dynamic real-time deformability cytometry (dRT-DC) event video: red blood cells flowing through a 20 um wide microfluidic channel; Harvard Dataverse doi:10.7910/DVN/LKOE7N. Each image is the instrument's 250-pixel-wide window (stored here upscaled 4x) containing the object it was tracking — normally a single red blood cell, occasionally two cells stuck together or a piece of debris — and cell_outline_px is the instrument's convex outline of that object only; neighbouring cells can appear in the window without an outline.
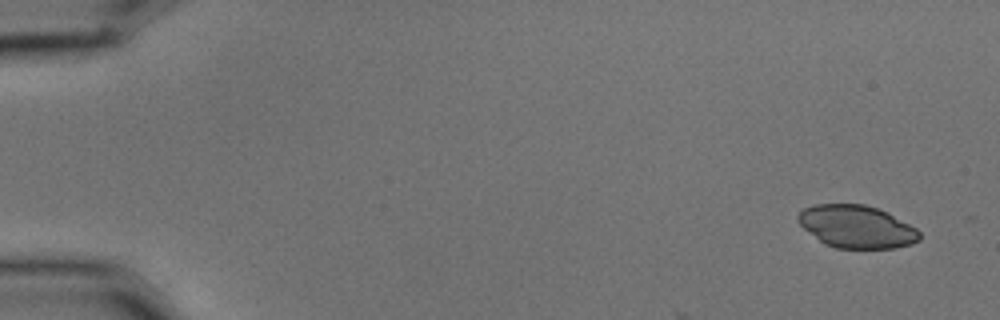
{"species": "common noctule bat (a hibernating species)", "species_latin": "Nyctalus noctula", "temperature_condition": "cold", "stored_images_in_passage": 3, "camera_frame_rate_fps": 3000, "um_per_image_px": 0.085, "animal": {"sex": "male", "body_mass_g": 15.6}, "frame": {"image": 1, "passage_image": 1, "time_ms": 0.0, "image_size_px": [1000, 320], "cell_outline_px": [[920, 240], [912, 244], [896, 248], [836, 248], [824, 244], [804, 228], [796, 220], [796, 216], [804, 208], [812, 204], [864, 204], [888, 212], [916, 228], [920, 232]], "centroid_in_image_um": [72.81, 19.26], "position_along_channel_um": 12.2, "area_um2": 30.29}}